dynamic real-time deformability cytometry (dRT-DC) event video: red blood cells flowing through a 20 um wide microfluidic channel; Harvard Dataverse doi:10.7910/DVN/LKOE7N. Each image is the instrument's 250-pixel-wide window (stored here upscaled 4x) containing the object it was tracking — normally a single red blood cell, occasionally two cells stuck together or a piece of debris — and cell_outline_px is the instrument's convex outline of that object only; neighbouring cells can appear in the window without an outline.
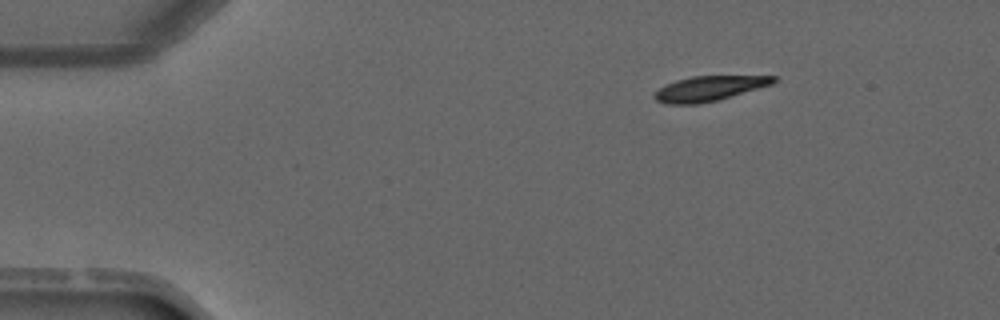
{"species": "common noctule bat (a hibernating species)", "species_latin": "Nyctalus noctula", "temperature_condition": "warm", "stored_images_in_passage": 5, "camera_frame_rate_fps": 3000, "um_per_image_px": 0.085, "animal": {"sex": "male", "forearm_length_mm": 52.5}, "frame": {"image": 1, "passage_image": 1, "time_ms": 0.0, "image_size_px": [1000, 320], "cell_outline_px": [[776, 80], [772, 84], [716, 100], [696, 104], [668, 104], [656, 100], [652, 96], [664, 84], [676, 80], [692, 76], [776, 76]], "centroid_in_image_um": [60.22, 7.51], "position_along_channel_um": 24.8, "area_um2": 16.99}}
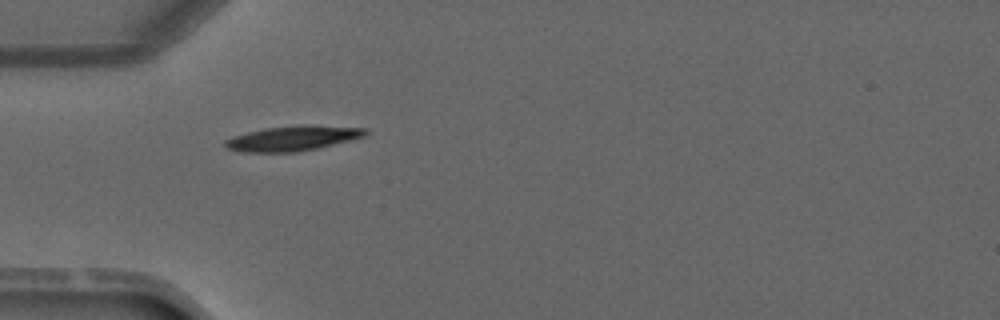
{"frame": {"image": 2, "passage_image": 3, "time_ms": 2.333, "image_size_px": [1000, 320], "cell_outline_px": [[368, 132], [364, 136], [352, 140], [316, 148], [296, 152], [244, 152], [228, 148], [224, 144], [224, 140], [232, 136], [248, 132], [268, 128], [300, 124], [308, 124], [368, 128]], "centroid_in_image_um": [24.92, 11.74], "position_along_channel_um": 60.1, "area_um2": 20.46}}
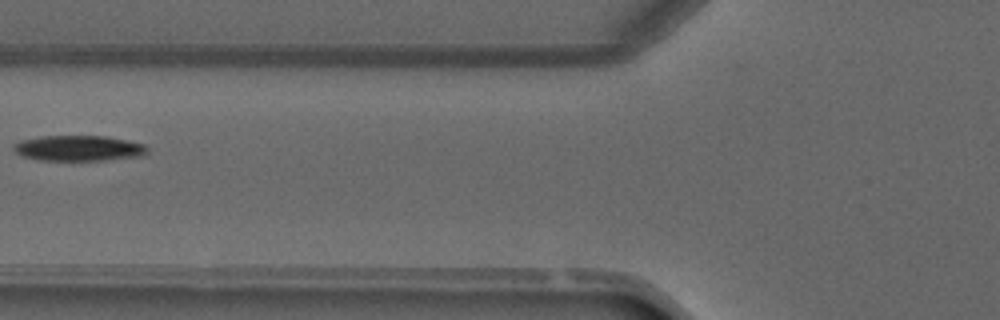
{"frame": {"image": 3, "passage_image": 4, "time_ms": 3.667, "image_size_px": [1000, 320], "cell_outline_px": [[148, 152], [144, 156], [108, 160], [40, 160], [20, 156], [12, 148], [12, 144], [20, 140], [40, 136], [104, 136], [144, 144], [148, 148]], "centroid_in_image_um": [6.66, 12.6], "position_along_channel_um": 119.1, "area_um2": 20.06}}